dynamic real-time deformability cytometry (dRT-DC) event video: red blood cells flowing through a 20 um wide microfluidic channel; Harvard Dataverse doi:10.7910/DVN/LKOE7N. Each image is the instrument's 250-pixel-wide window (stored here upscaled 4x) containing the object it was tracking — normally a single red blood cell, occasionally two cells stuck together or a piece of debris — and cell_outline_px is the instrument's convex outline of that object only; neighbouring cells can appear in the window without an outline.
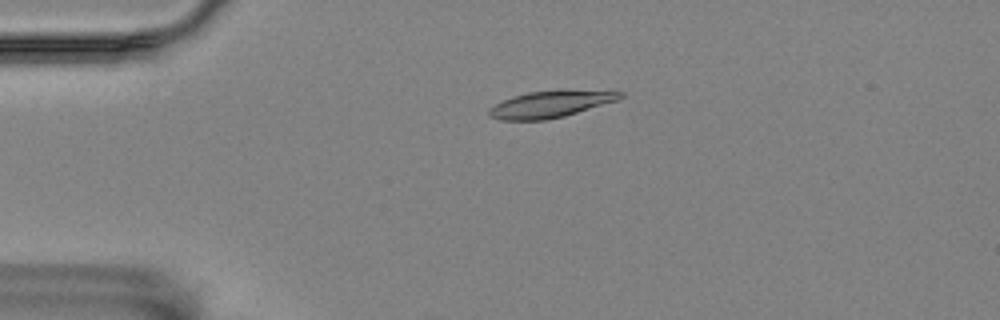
{"species": "Egyptian fruit bat (a non-hibernating species)", "species_latin": "Rousettus aegyptiacus", "temperature_condition": "room temperature", "stored_images_in_passage": 33, "camera_frame_rate_fps": 3000, "um_per_image_px": 0.085, "animal": {"sex": "female"}, "frame": {"image": 1, "passage_image": 1, "time_ms": 0.0, "image_size_px": [1000, 320], "cell_outline_px": [[624, 96], [620, 100], [564, 116], [548, 120], [500, 120], [488, 116], [488, 108], [512, 96], [528, 92], [560, 88], [624, 92]], "centroid_in_image_um": [46.83, 8.83], "position_along_channel_um": 38.2, "area_um2": 21.04}}
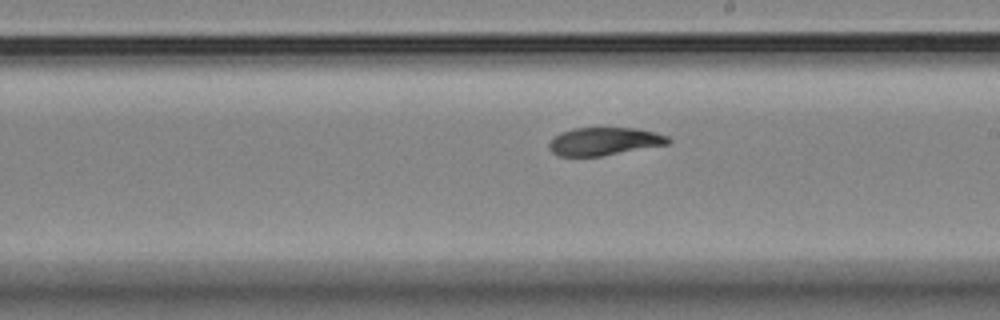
{"frame": {"image": 2, "passage_image": 21, "time_ms": 6.667, "image_size_px": [1000, 320], "cell_outline_px": [[672, 140], [668, 144], [600, 156], [556, 156], [548, 148], [548, 144], [560, 132], [572, 128], [636, 128], [656, 132], [668, 136]], "centroid_in_image_um": [51.35, 12.01], "position_along_channel_um": 237.6, "area_um2": 19.36}}
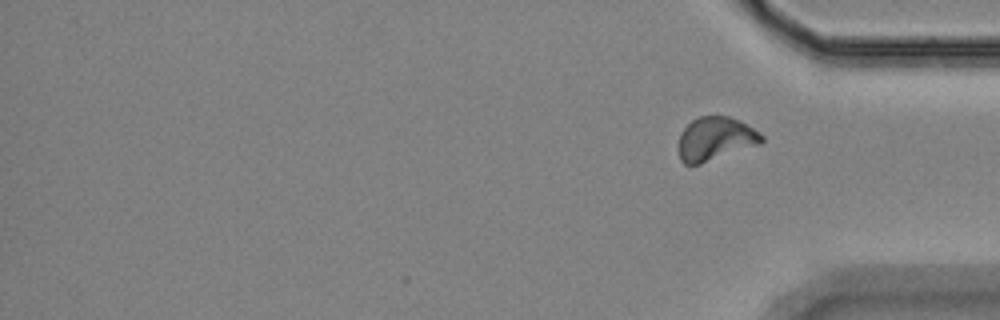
{"frame": {"image": 3, "passage_image": 33, "time_ms": 10.667, "image_size_px": [1000, 320], "cell_outline_px": [[764, 140], [760, 144], [700, 164], [684, 164], [680, 160], [680, 132], [696, 116], [728, 116], [740, 120], [760, 132], [764, 136]], "centroid_in_image_um": [60.83, 11.78], "position_along_channel_um": 374.4, "area_um2": 21.04}, "authors_computed_cell_mechanics": {"area_um2": 20.1144, "velocity_mm_per_s": 3.4771, "shape_relaxation_time_tau1_ms": null, "shape_relaxation_time_tau2_ms": 1.8047, "deformation_change_tau1": null, "deformation_change_tau2": 0.0579}}